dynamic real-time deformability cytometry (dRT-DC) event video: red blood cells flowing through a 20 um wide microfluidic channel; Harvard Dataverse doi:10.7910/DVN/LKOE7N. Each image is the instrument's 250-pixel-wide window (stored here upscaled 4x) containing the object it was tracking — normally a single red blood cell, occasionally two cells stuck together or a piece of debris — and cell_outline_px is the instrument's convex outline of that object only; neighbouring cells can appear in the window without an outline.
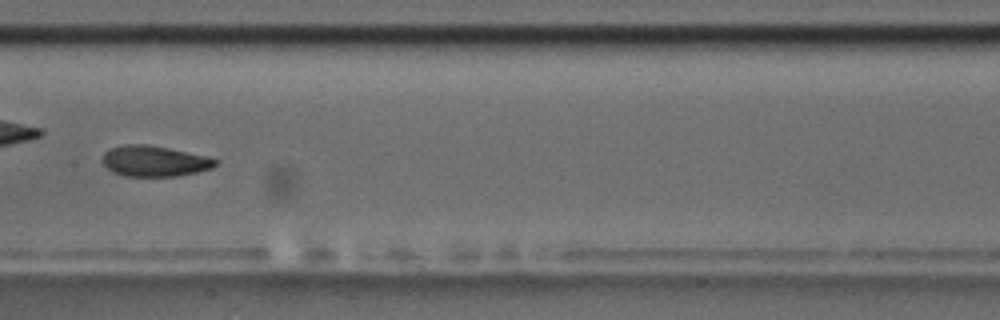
{"species": "common noctule bat (a hibernating species)", "species_latin": "Nyctalus noctula", "temperature_condition": "room temperature", "stored_images_in_passage": 9, "camera_frame_rate_fps": 3000, "um_per_image_px": 0.085, "animal": {"sex": "male", "body_mass_g": 17.5, "forearm_length_mm": 52.3}, "frame": {"image": 1, "passage_image": 8, "time_ms": 8.0, "image_size_px": [1000, 320], "cell_outline_px": [[220, 160], [212, 168], [180, 176], [124, 176], [112, 172], [100, 160], [104, 152], [112, 148], [128, 144], [148, 144], [208, 156]], "centroid_in_image_um": [13.13, 13.69], "position_along_channel_um": 194.3, "area_um2": 20.35}}
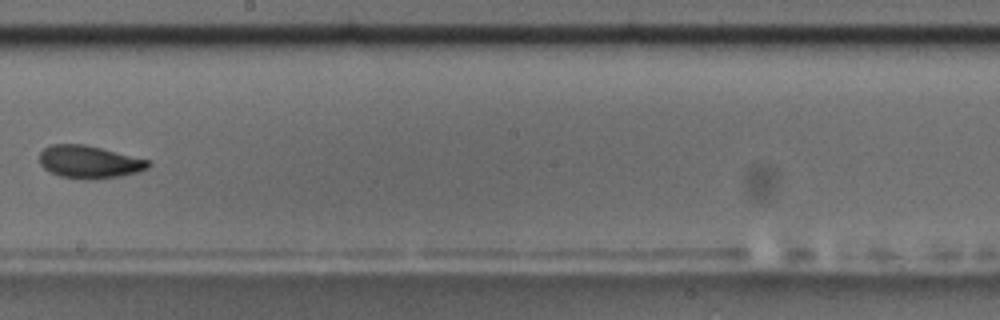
{"frame": {"image": 2, "passage_image": 9, "time_ms": 9.333, "image_size_px": [1000, 320], "cell_outline_px": [[152, 164], [148, 168], [136, 172], [120, 176], [88, 180], [84, 180], [60, 176], [44, 168], [40, 164], [40, 152], [44, 148], [52, 144], [84, 144], [148, 160]], "centroid_in_image_um": [7.56, 13.77], "position_along_channel_um": 240.6, "area_um2": 20.52}}